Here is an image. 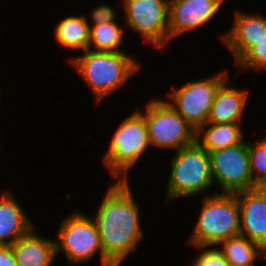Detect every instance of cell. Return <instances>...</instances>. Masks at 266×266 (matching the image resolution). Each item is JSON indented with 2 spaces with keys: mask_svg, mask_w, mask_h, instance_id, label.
<instances>
[{
  "mask_svg": "<svg viewBox=\"0 0 266 266\" xmlns=\"http://www.w3.org/2000/svg\"><path fill=\"white\" fill-rule=\"evenodd\" d=\"M129 181L110 184L91 216L97 226L104 255L121 266L143 241L140 207Z\"/></svg>",
  "mask_w": 266,
  "mask_h": 266,
  "instance_id": "obj_1",
  "label": "cell"
},
{
  "mask_svg": "<svg viewBox=\"0 0 266 266\" xmlns=\"http://www.w3.org/2000/svg\"><path fill=\"white\" fill-rule=\"evenodd\" d=\"M69 58L76 73L92 92L98 104L129 82L140 70L141 63L126 52H97L87 49Z\"/></svg>",
  "mask_w": 266,
  "mask_h": 266,
  "instance_id": "obj_2",
  "label": "cell"
},
{
  "mask_svg": "<svg viewBox=\"0 0 266 266\" xmlns=\"http://www.w3.org/2000/svg\"><path fill=\"white\" fill-rule=\"evenodd\" d=\"M203 195L201 209L188 238V245L218 246L240 235V208L236 194Z\"/></svg>",
  "mask_w": 266,
  "mask_h": 266,
  "instance_id": "obj_3",
  "label": "cell"
},
{
  "mask_svg": "<svg viewBox=\"0 0 266 266\" xmlns=\"http://www.w3.org/2000/svg\"><path fill=\"white\" fill-rule=\"evenodd\" d=\"M148 128L139 109L122 120L111 137L103 165L115 181H129L131 169L150 149ZM128 173V174H127Z\"/></svg>",
  "mask_w": 266,
  "mask_h": 266,
  "instance_id": "obj_4",
  "label": "cell"
},
{
  "mask_svg": "<svg viewBox=\"0 0 266 266\" xmlns=\"http://www.w3.org/2000/svg\"><path fill=\"white\" fill-rule=\"evenodd\" d=\"M165 204L201 195L214 186L210 156L196 142L176 152L170 159Z\"/></svg>",
  "mask_w": 266,
  "mask_h": 266,
  "instance_id": "obj_5",
  "label": "cell"
},
{
  "mask_svg": "<svg viewBox=\"0 0 266 266\" xmlns=\"http://www.w3.org/2000/svg\"><path fill=\"white\" fill-rule=\"evenodd\" d=\"M63 219L55 233L57 258L62 253L76 266L90 262L99 253L101 266H115L104 255L97 226L88 213L76 209Z\"/></svg>",
  "mask_w": 266,
  "mask_h": 266,
  "instance_id": "obj_6",
  "label": "cell"
},
{
  "mask_svg": "<svg viewBox=\"0 0 266 266\" xmlns=\"http://www.w3.org/2000/svg\"><path fill=\"white\" fill-rule=\"evenodd\" d=\"M144 107L138 109L147 124L150 146L176 152L195 143L196 130L165 99L154 97Z\"/></svg>",
  "mask_w": 266,
  "mask_h": 266,
  "instance_id": "obj_7",
  "label": "cell"
},
{
  "mask_svg": "<svg viewBox=\"0 0 266 266\" xmlns=\"http://www.w3.org/2000/svg\"><path fill=\"white\" fill-rule=\"evenodd\" d=\"M228 69L211 76L172 86L165 99L195 129L207 123L219 87L229 78Z\"/></svg>",
  "mask_w": 266,
  "mask_h": 266,
  "instance_id": "obj_8",
  "label": "cell"
},
{
  "mask_svg": "<svg viewBox=\"0 0 266 266\" xmlns=\"http://www.w3.org/2000/svg\"><path fill=\"white\" fill-rule=\"evenodd\" d=\"M170 0H122L125 27L138 33L145 44L162 49L169 44Z\"/></svg>",
  "mask_w": 266,
  "mask_h": 266,
  "instance_id": "obj_9",
  "label": "cell"
},
{
  "mask_svg": "<svg viewBox=\"0 0 266 266\" xmlns=\"http://www.w3.org/2000/svg\"><path fill=\"white\" fill-rule=\"evenodd\" d=\"M209 156L212 179L223 190L221 193L236 194L257 188L250 172L246 139L236 146L210 152Z\"/></svg>",
  "mask_w": 266,
  "mask_h": 266,
  "instance_id": "obj_10",
  "label": "cell"
},
{
  "mask_svg": "<svg viewBox=\"0 0 266 266\" xmlns=\"http://www.w3.org/2000/svg\"><path fill=\"white\" fill-rule=\"evenodd\" d=\"M224 2L226 0H170L169 42L212 22Z\"/></svg>",
  "mask_w": 266,
  "mask_h": 266,
  "instance_id": "obj_11",
  "label": "cell"
},
{
  "mask_svg": "<svg viewBox=\"0 0 266 266\" xmlns=\"http://www.w3.org/2000/svg\"><path fill=\"white\" fill-rule=\"evenodd\" d=\"M231 28L220 36L233 56L234 64L253 46L266 38V16L236 10Z\"/></svg>",
  "mask_w": 266,
  "mask_h": 266,
  "instance_id": "obj_12",
  "label": "cell"
},
{
  "mask_svg": "<svg viewBox=\"0 0 266 266\" xmlns=\"http://www.w3.org/2000/svg\"><path fill=\"white\" fill-rule=\"evenodd\" d=\"M240 208V235L266 248V188L236 193Z\"/></svg>",
  "mask_w": 266,
  "mask_h": 266,
  "instance_id": "obj_13",
  "label": "cell"
},
{
  "mask_svg": "<svg viewBox=\"0 0 266 266\" xmlns=\"http://www.w3.org/2000/svg\"><path fill=\"white\" fill-rule=\"evenodd\" d=\"M10 191L0 194V246H11L36 226Z\"/></svg>",
  "mask_w": 266,
  "mask_h": 266,
  "instance_id": "obj_14",
  "label": "cell"
},
{
  "mask_svg": "<svg viewBox=\"0 0 266 266\" xmlns=\"http://www.w3.org/2000/svg\"><path fill=\"white\" fill-rule=\"evenodd\" d=\"M229 78L219 87L207 123H244L249 90L230 87Z\"/></svg>",
  "mask_w": 266,
  "mask_h": 266,
  "instance_id": "obj_15",
  "label": "cell"
},
{
  "mask_svg": "<svg viewBox=\"0 0 266 266\" xmlns=\"http://www.w3.org/2000/svg\"><path fill=\"white\" fill-rule=\"evenodd\" d=\"M17 266H52L56 257L55 239L46 238L34 227L11 245Z\"/></svg>",
  "mask_w": 266,
  "mask_h": 266,
  "instance_id": "obj_16",
  "label": "cell"
},
{
  "mask_svg": "<svg viewBox=\"0 0 266 266\" xmlns=\"http://www.w3.org/2000/svg\"><path fill=\"white\" fill-rule=\"evenodd\" d=\"M244 123H206L196 130L195 142L207 153L242 143Z\"/></svg>",
  "mask_w": 266,
  "mask_h": 266,
  "instance_id": "obj_17",
  "label": "cell"
},
{
  "mask_svg": "<svg viewBox=\"0 0 266 266\" xmlns=\"http://www.w3.org/2000/svg\"><path fill=\"white\" fill-rule=\"evenodd\" d=\"M54 39L60 47L84 52L88 49L90 25L84 14L63 17L54 27Z\"/></svg>",
  "mask_w": 266,
  "mask_h": 266,
  "instance_id": "obj_18",
  "label": "cell"
},
{
  "mask_svg": "<svg viewBox=\"0 0 266 266\" xmlns=\"http://www.w3.org/2000/svg\"><path fill=\"white\" fill-rule=\"evenodd\" d=\"M218 247L230 266H255L259 259L265 260L264 250L242 235L223 240Z\"/></svg>",
  "mask_w": 266,
  "mask_h": 266,
  "instance_id": "obj_19",
  "label": "cell"
},
{
  "mask_svg": "<svg viewBox=\"0 0 266 266\" xmlns=\"http://www.w3.org/2000/svg\"><path fill=\"white\" fill-rule=\"evenodd\" d=\"M124 34L123 28L117 21L90 25L88 49L97 52H125L121 49Z\"/></svg>",
  "mask_w": 266,
  "mask_h": 266,
  "instance_id": "obj_20",
  "label": "cell"
},
{
  "mask_svg": "<svg viewBox=\"0 0 266 266\" xmlns=\"http://www.w3.org/2000/svg\"><path fill=\"white\" fill-rule=\"evenodd\" d=\"M258 141H248L250 172L257 187L266 188V136Z\"/></svg>",
  "mask_w": 266,
  "mask_h": 266,
  "instance_id": "obj_21",
  "label": "cell"
},
{
  "mask_svg": "<svg viewBox=\"0 0 266 266\" xmlns=\"http://www.w3.org/2000/svg\"><path fill=\"white\" fill-rule=\"evenodd\" d=\"M237 68L241 71H252L261 73L266 71V38L255 42L236 63Z\"/></svg>",
  "mask_w": 266,
  "mask_h": 266,
  "instance_id": "obj_22",
  "label": "cell"
},
{
  "mask_svg": "<svg viewBox=\"0 0 266 266\" xmlns=\"http://www.w3.org/2000/svg\"><path fill=\"white\" fill-rule=\"evenodd\" d=\"M199 252L191 266H230L222 251L218 246H192ZM190 266V265H189Z\"/></svg>",
  "mask_w": 266,
  "mask_h": 266,
  "instance_id": "obj_23",
  "label": "cell"
},
{
  "mask_svg": "<svg viewBox=\"0 0 266 266\" xmlns=\"http://www.w3.org/2000/svg\"><path fill=\"white\" fill-rule=\"evenodd\" d=\"M119 12H116V9L109 4H101L99 6L93 7L90 11L89 20L87 15H85L86 21L89 25H97L105 22L117 21L119 20L117 16ZM91 19V20H90Z\"/></svg>",
  "mask_w": 266,
  "mask_h": 266,
  "instance_id": "obj_24",
  "label": "cell"
},
{
  "mask_svg": "<svg viewBox=\"0 0 266 266\" xmlns=\"http://www.w3.org/2000/svg\"><path fill=\"white\" fill-rule=\"evenodd\" d=\"M0 266H17L11 246H0Z\"/></svg>",
  "mask_w": 266,
  "mask_h": 266,
  "instance_id": "obj_25",
  "label": "cell"
},
{
  "mask_svg": "<svg viewBox=\"0 0 266 266\" xmlns=\"http://www.w3.org/2000/svg\"><path fill=\"white\" fill-rule=\"evenodd\" d=\"M1 94H2V93H1V87H0V96L2 97V95H1ZM1 97H0V102L2 101Z\"/></svg>",
  "mask_w": 266,
  "mask_h": 266,
  "instance_id": "obj_26",
  "label": "cell"
},
{
  "mask_svg": "<svg viewBox=\"0 0 266 266\" xmlns=\"http://www.w3.org/2000/svg\"><path fill=\"white\" fill-rule=\"evenodd\" d=\"M264 256H265V259H266V248L264 249Z\"/></svg>",
  "mask_w": 266,
  "mask_h": 266,
  "instance_id": "obj_27",
  "label": "cell"
}]
</instances>
